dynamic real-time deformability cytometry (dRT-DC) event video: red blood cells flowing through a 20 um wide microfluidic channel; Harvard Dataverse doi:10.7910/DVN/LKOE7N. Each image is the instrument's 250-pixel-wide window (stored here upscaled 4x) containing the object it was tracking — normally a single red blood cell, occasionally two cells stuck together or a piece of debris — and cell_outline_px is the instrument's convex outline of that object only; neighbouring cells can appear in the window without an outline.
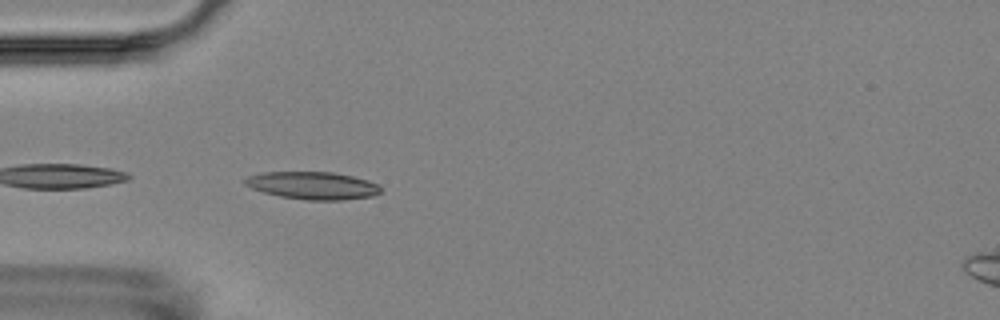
{"species": "Egyptian fruit bat (a non-hibernating species)", "species_latin": "Rousettus aegyptiacus", "temperature_condition": "room temperature", "stored_images_in_passage": 6, "camera_frame_rate_fps": 3000, "um_per_image_px": 0.085, "animal": {"sex": "female"}, "frame": {"image": 1, "passage_image": 6, "time_ms": 5.667, "image_size_px": [1000, 320], "cell_outline_px": [[380, 192], [372, 196], [344, 200], [308, 200], [280, 196], [264, 192], [252, 188], [244, 184], [244, 180], [248, 176], [264, 172], [332, 172], [352, 176], [368, 180], [376, 184], [380, 188]], "centroid_in_image_um": [26.57, 15.77], "position_along_channel_um": 58.4, "area_um2": 21.62}}